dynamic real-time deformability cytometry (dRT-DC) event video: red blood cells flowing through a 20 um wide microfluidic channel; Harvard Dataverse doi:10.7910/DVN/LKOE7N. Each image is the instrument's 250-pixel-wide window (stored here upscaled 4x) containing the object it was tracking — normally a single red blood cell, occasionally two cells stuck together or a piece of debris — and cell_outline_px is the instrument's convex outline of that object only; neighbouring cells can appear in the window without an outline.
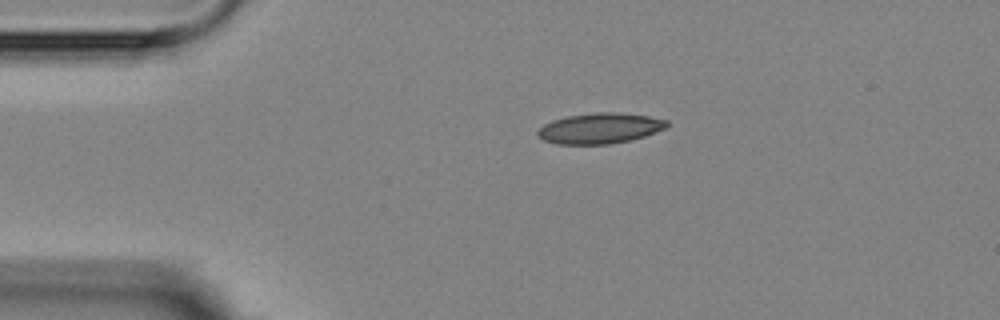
{"species": "Egyptian fruit bat (a non-hibernating species)", "species_latin": "Rousettus aegyptiacus", "temperature_condition": "room temperature", "stored_images_in_passage": 2, "camera_frame_rate_fps": 3000, "um_per_image_px": 0.085, "animal": {"sex": "female"}, "frame": {"image": 1, "passage_image": 1, "time_ms": 0.0, "image_size_px": [1000, 320], "cell_outline_px": [[668, 128], [644, 136], [628, 140], [608, 144], [556, 144], [544, 140], [536, 136], [536, 132], [544, 124], [552, 120], [568, 116], [596, 112], [620, 112], [648, 116], [668, 120]], "centroid_in_image_um": [50.99, 10.9], "position_along_channel_um": 34.0, "area_um2": 23.06}}